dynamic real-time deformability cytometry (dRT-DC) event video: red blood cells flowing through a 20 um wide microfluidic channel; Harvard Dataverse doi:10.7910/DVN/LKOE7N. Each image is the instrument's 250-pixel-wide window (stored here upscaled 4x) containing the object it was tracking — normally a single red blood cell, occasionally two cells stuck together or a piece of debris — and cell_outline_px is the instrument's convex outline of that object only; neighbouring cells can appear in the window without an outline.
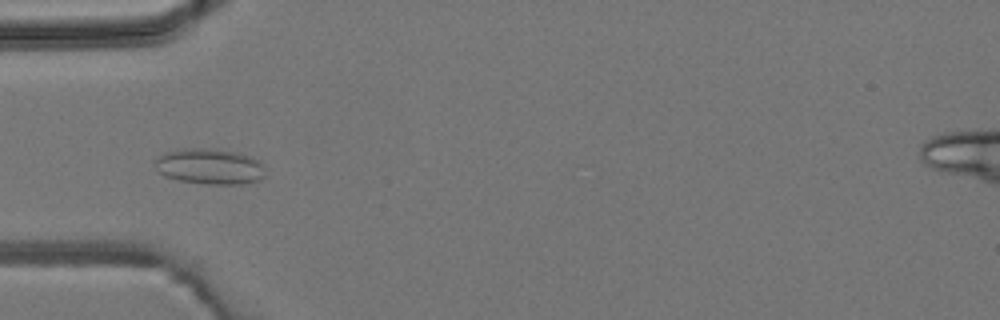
{"species": "common noctule bat (a hibernating species)", "species_latin": "Nyctalus noctula", "temperature_condition": "room temperature", "stored_images_in_passage": 5, "camera_frame_rate_fps": 3000, "um_per_image_px": 0.085, "animal": {"sex": "male", "body_mass_g": 19.2, "forearm_length_mm": 51.8}, "frame": {"image": 1, "passage_image": 5, "time_ms": 4.667, "image_size_px": [1000, 320], "cell_outline_px": [[264, 176], [260, 180], [244, 184], [204, 184], [180, 180], [164, 176], [156, 168], [152, 160], [156, 156], [164, 152], [184, 148], [212, 148], [240, 152], [252, 156], [260, 160]], "centroid_in_image_um": [17.8, 14.13], "position_along_channel_um": 67.2, "area_um2": 23.41}}